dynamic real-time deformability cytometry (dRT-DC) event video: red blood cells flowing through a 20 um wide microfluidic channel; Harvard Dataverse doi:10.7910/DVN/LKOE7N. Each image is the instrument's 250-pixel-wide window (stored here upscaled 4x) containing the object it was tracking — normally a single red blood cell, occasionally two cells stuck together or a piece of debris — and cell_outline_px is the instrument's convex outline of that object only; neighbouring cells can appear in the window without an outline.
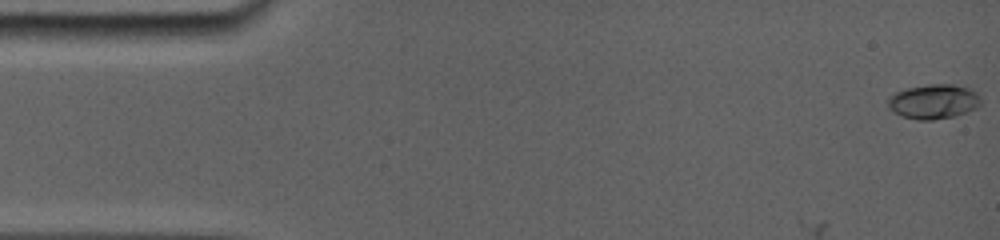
{"species": "common noctule bat (a hibernating species)", "species_latin": "Nyctalus noctula", "temperature_condition": "room temperature", "stored_images_in_passage": 10, "camera_frame_rate_fps": 5000, "um_per_image_px": 0.085, "animal": {"sex": "female", "body_mass_g": 19.0, "forearm_length_mm": 56.7}, "frame": {"image": 1, "passage_image": 1, "time_ms": 0.0, "image_size_px": [1000, 240], "cell_outline_px": [[980, 104], [964, 112], [952, 116], [928, 120], [920, 120], [904, 116], [896, 112], [888, 104], [888, 96], [892, 92], [904, 88], [928, 84], [952, 84], [968, 88], [976, 92], [980, 96]], "centroid_in_image_um": [79.31, 8.59], "position_along_channel_um": 5.7, "area_um2": 18.38}}
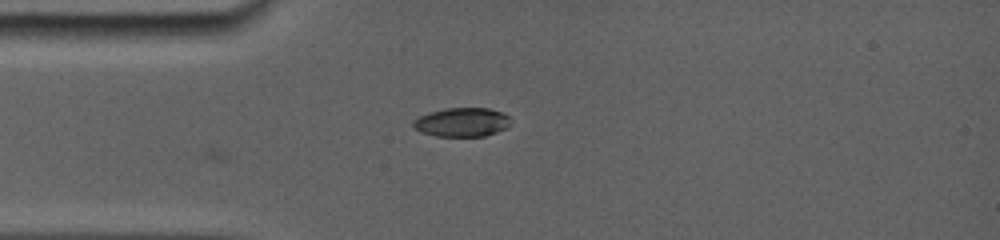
{"frame": {"image": 2, "passage_image": 10, "time_ms": 4.2, "image_size_px": [1000, 240], "cell_outline_px": [[508, 124], [504, 128], [484, 136], [440, 136], [424, 132], [416, 128], [412, 124], [420, 116], [432, 112], [448, 108], [488, 108], [500, 112], [508, 116]], "centroid_in_image_um": [39.27, 10.38], "position_along_channel_um": 45.7, "area_um2": 15.72}}